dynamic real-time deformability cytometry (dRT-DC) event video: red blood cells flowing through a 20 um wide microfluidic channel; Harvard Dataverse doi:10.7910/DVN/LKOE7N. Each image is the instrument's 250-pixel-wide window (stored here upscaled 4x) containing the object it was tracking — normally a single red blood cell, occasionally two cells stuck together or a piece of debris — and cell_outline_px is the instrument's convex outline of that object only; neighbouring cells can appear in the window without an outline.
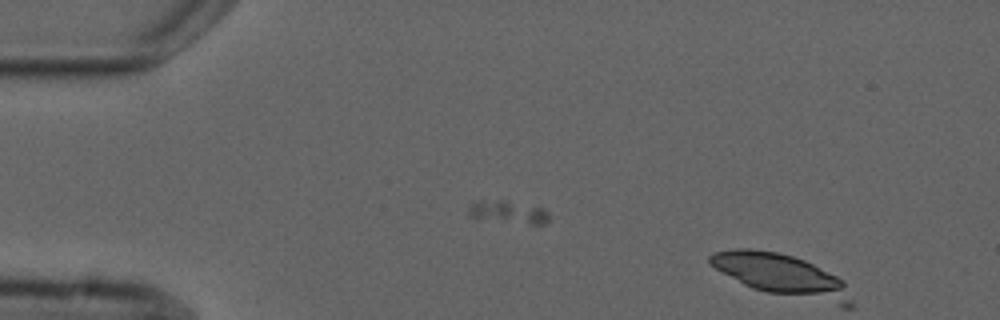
{"species": "common noctule bat (a hibernating species)", "species_latin": "Nyctalus noctula", "temperature_condition": "cold", "stored_images_in_passage": 5, "camera_frame_rate_fps": 3000, "um_per_image_px": 0.085, "animal": {"sex": "male", "forearm_length_mm": 52.5}, "frame": {"image": 1, "passage_image": 4, "time_ms": 3.333, "image_size_px": [1000, 320], "cell_outline_px": [[548, 220], [544, 224], [532, 224], [468, 216], [468, 204], [472, 200], [504, 200], [544, 208], [548, 212]], "centroid_in_image_um": [43.16, 17.98], "position_along_channel_um": 41.8, "area_um2": 10.46}}